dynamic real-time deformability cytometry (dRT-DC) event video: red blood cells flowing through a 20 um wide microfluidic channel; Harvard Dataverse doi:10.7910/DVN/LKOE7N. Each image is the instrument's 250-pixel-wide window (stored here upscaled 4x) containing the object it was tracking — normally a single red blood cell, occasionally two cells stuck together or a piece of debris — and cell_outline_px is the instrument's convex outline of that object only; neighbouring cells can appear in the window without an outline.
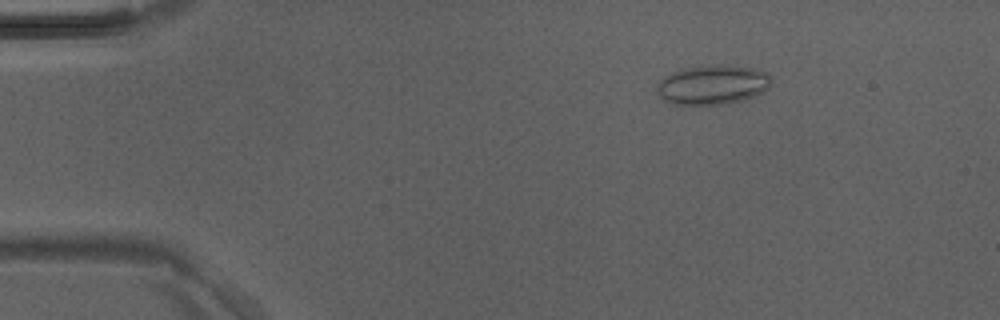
{"species": "Egyptian fruit bat (a non-hibernating species)", "species_latin": "Rousettus aegyptiacus", "temperature_condition": "room temperature", "stored_images_in_passage": 3, "camera_frame_rate_fps": 3000, "um_per_image_px": 0.085, "animal": {"sex": "male"}, "frame": {"image": 1, "passage_image": 1, "time_ms": 0.0, "image_size_px": [1000, 320], "cell_outline_px": [[772, 84], [768, 88], [752, 96], [740, 100], [724, 104], [672, 104], [664, 100], [656, 92], [656, 84], [664, 76], [672, 72], [688, 68], [716, 64], [720, 64], [752, 68], [764, 72], [772, 80]], "centroid_in_image_um": [60.52, 7.2], "position_along_channel_um": 24.5, "area_um2": 26.01}}